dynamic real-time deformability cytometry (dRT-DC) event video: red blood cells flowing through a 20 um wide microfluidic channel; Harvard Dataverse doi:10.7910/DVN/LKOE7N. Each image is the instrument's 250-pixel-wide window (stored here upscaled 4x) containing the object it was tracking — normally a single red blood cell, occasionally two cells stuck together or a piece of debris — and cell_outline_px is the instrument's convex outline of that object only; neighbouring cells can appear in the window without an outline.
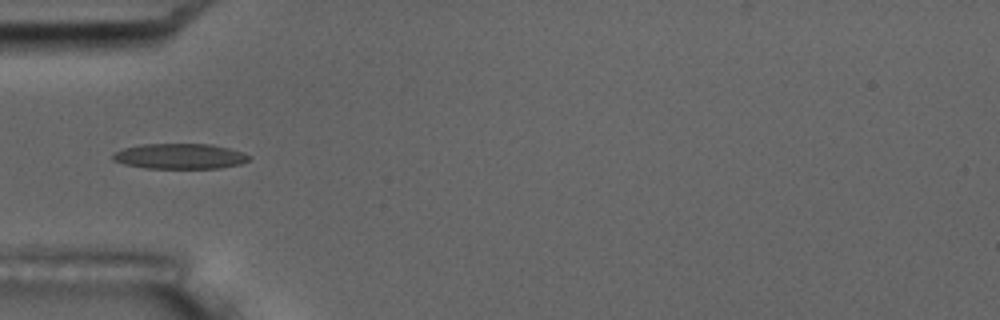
{"species": "common noctule bat (a hibernating species)", "species_latin": "Nyctalus noctula", "temperature_condition": "room temperature", "stored_images_in_passage": 5, "camera_frame_rate_fps": 3000, "um_per_image_px": 0.085, "animal": {"sex": "male", "body_mass_g": 17.5, "forearm_length_mm": 52.3}, "frame": {"image": 1, "passage_image": 1, "time_ms": 0.0, "image_size_px": [1000, 320], "cell_outline_px": [[252, 156], [248, 160], [240, 164], [220, 168], [144, 168], [124, 164], [112, 160], [112, 152], [124, 148], [144, 144], [212, 144], [228, 148]], "centroid_in_image_um": [15.25, 13.28], "position_along_channel_um": 69.7, "area_um2": 20.11}}
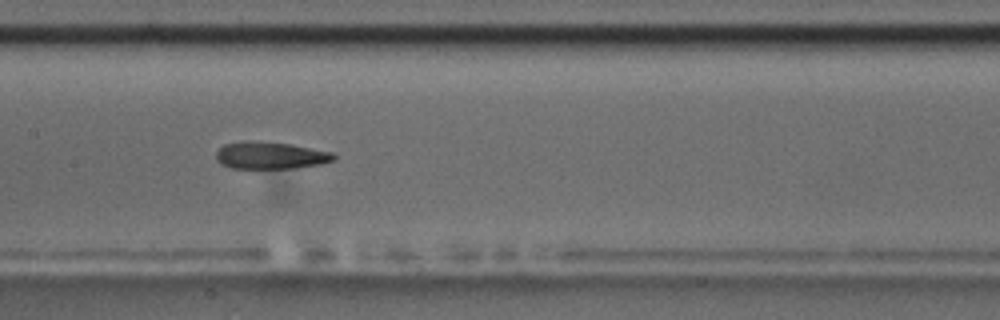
{"frame": {"image": 2, "passage_image": 4, "time_ms": 3.333, "image_size_px": [1000, 320], "cell_outline_px": [[336, 160], [324, 164], [292, 168], [232, 168], [220, 164], [216, 160], [216, 152], [224, 144], [244, 140], [248, 140], [292, 144], [332, 152], [336, 156]], "centroid_in_image_um": [23.0, 13.21], "position_along_channel_um": 184.4, "area_um2": 18.84}}